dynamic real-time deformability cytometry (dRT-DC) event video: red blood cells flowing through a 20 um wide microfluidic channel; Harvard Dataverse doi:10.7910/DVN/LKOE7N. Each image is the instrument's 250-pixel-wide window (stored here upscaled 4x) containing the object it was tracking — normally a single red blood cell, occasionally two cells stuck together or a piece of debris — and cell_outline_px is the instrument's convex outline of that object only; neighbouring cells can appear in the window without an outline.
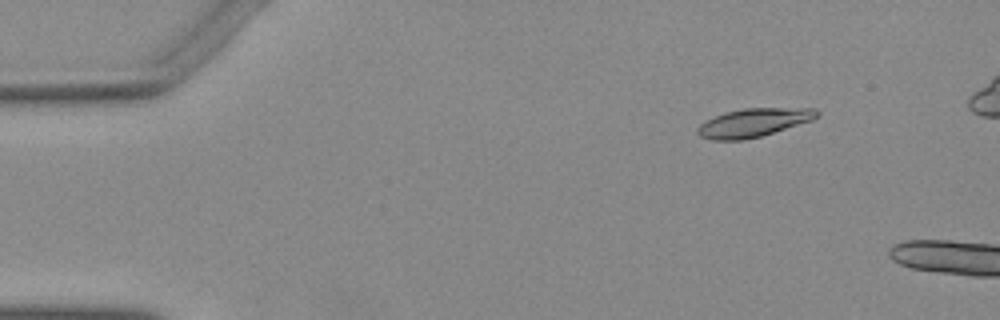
{"species": "Egyptian fruit bat (a non-hibernating species)", "species_latin": "Rousettus aegyptiacus", "temperature_condition": "warm", "stored_images_in_passage": 5, "camera_frame_rate_fps": 3000, "um_per_image_px": 0.085, "animal": {"sex": "female"}, "frame": {"image": 1, "passage_image": 1, "time_ms": 0.0, "image_size_px": [1000, 320], "cell_outline_px": [[820, 116], [812, 120], [760, 136], [744, 140], [712, 140], [700, 136], [696, 132], [696, 128], [704, 120], [724, 112], [744, 108], [816, 108], [820, 112]], "centroid_in_image_um": [64.03, 10.41], "position_along_channel_um": 21.0, "area_um2": 19.88}}